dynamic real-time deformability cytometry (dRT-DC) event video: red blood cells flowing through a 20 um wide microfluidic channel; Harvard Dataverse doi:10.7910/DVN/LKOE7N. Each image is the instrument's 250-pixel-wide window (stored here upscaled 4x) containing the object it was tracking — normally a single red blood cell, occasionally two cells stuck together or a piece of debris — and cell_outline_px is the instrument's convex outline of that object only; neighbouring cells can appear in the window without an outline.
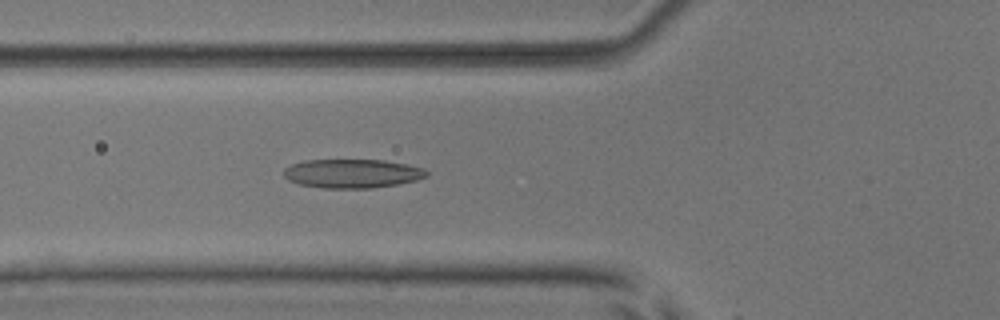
{"species": "common noctule bat (a hibernating species)", "species_latin": "Nyctalus noctula", "temperature_condition": "room temperature", "stored_images_in_passage": 51, "camera_frame_rate_fps": 3000, "um_per_image_px": 0.085, "animal": {"sex": "male", "body_mass_g": 17.9, "forearm_length_mm": 54.2}, "frame": {"image": 1, "passage_image": 19, "time_ms": 6.0, "image_size_px": [1000, 320], "cell_outline_px": [[428, 176], [416, 180], [396, 184], [372, 188], [324, 188], [300, 184], [288, 180], [284, 176], [284, 168], [292, 164], [304, 160], [384, 160], [408, 164], [424, 168], [428, 172]], "centroid_in_image_um": [29.95, 14.74], "position_along_channel_um": 95.8, "area_um2": 24.04}}
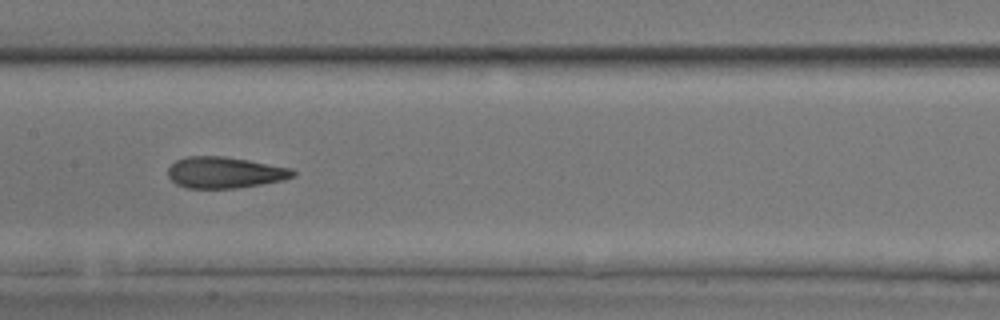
{"frame": {"image": 2, "passage_image": 26, "time_ms": 8.333, "image_size_px": [1000, 320], "cell_outline_px": [[296, 176], [284, 180], [236, 188], [184, 188], [176, 184], [168, 176], [168, 168], [176, 160], [188, 156], [224, 156], [248, 160], [292, 168], [296, 172]], "centroid_in_image_um": [19.11, 14.66], "position_along_channel_um": 188.3, "area_um2": 22.83}}
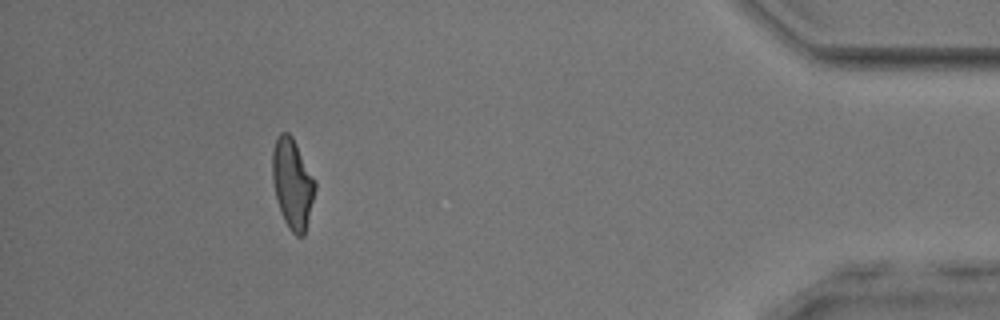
{"frame": {"image": 3, "passage_image": 47, "time_ms": 15.333, "image_size_px": [1000, 320], "cell_outline_px": [[316, 188], [304, 236], [296, 236], [288, 228], [284, 220], [276, 200], [272, 180], [272, 152], [276, 140], [280, 132], [288, 132], [292, 136], [316, 180]], "centroid_in_image_um": [24.86, 15.6], "position_along_channel_um": 410.3, "area_um2": 22.48}, "authors_computed_cell_mechanics": {"area_um2": 23.1778, "velocity_mm_per_s": 3.9574, "shape_relaxation_time_tau1_ms": 9.491, "shape_relaxation_time_tau2_ms": 1.7194, "deformation_change_tau1": 0.2477, "deformation_change_tau2": 0.091}}